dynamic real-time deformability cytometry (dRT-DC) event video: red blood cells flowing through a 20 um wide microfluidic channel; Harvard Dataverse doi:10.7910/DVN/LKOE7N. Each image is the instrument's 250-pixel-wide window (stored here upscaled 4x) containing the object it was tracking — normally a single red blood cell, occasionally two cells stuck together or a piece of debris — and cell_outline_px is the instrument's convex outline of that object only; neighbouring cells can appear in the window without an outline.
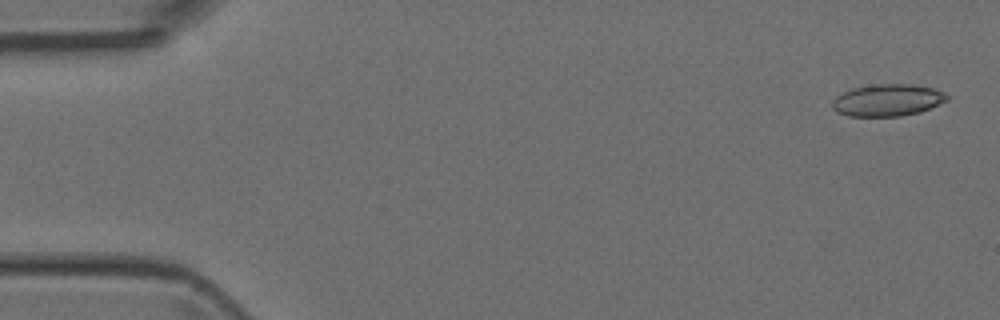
{"species": "Egyptian fruit bat (a non-hibernating species)", "species_latin": "Rousettus aegyptiacus", "temperature_condition": "room temperature", "stored_images_in_passage": 4, "camera_frame_rate_fps": 3000, "um_per_image_px": 0.085, "animal": {"sex": "female"}, "frame": {"image": 1, "passage_image": 1, "time_ms": 0.0, "image_size_px": [1000, 320], "cell_outline_px": [[948, 100], [920, 112], [900, 116], [848, 116], [836, 112], [832, 108], [832, 100], [836, 96], [852, 88], [872, 84], [912, 84], [932, 88], [944, 92], [948, 96]], "centroid_in_image_um": [75.42, 8.51], "position_along_channel_um": 9.6, "area_um2": 21.44}}
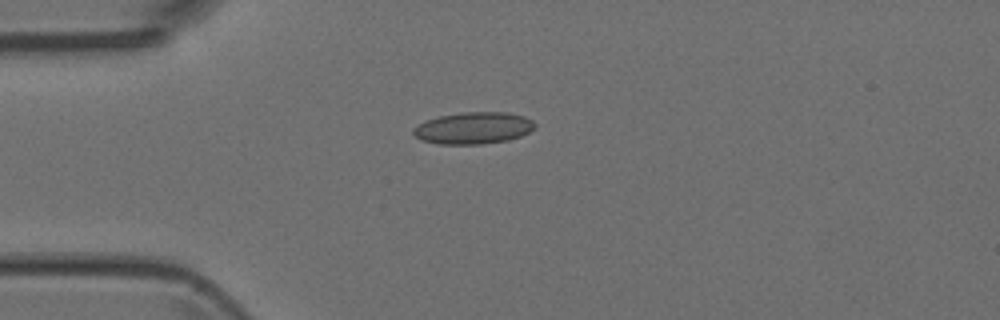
{"frame": {"image": 2, "passage_image": 4, "time_ms": 3.667, "image_size_px": [1000, 320], "cell_outline_px": [[536, 128], [520, 136], [508, 140], [480, 144], [436, 144], [420, 140], [412, 132], [412, 128], [424, 120], [440, 116], [460, 112], [508, 112], [524, 116], [532, 120], [536, 124]], "centroid_in_image_um": [40.22, 10.88], "position_along_channel_um": 44.8, "area_um2": 22.77}}